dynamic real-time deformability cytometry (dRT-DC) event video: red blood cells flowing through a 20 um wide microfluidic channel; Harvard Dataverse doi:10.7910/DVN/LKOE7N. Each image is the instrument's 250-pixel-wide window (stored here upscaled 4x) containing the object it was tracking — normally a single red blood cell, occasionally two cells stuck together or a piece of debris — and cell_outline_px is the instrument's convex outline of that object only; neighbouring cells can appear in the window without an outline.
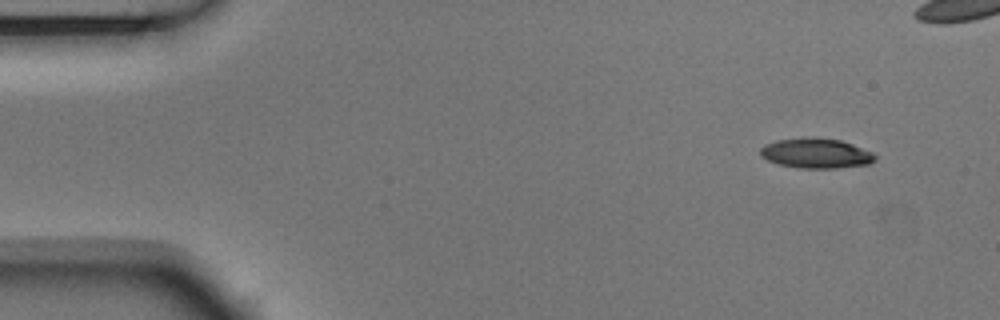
{"species": "Egyptian fruit bat (a non-hibernating species)", "species_latin": "Rousettus aegyptiacus", "temperature_condition": "room temperature", "stored_images_in_passage": 5, "camera_frame_rate_fps": 3000, "um_per_image_px": 0.085, "animal": {"sex": "male"}, "frame": {"image": 1, "passage_image": 1, "time_ms": 0.0, "image_size_px": [1000, 320], "cell_outline_px": [[876, 160], [868, 164], [836, 168], [800, 168], [780, 164], [768, 160], [760, 156], [760, 148], [764, 144], [776, 140], [808, 136], [840, 140], [852, 144], [872, 152], [876, 156]], "centroid_in_image_um": [69.34, 13.01], "position_along_channel_um": 15.7, "area_um2": 20.11}}
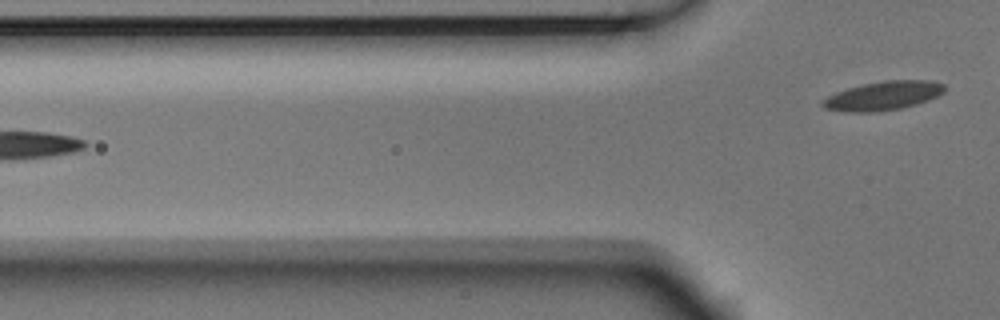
{"frame": {"image": 2, "passage_image": 5, "time_ms": 1.333, "image_size_px": [1000, 320], "cell_outline_px": [[944, 92], [936, 96], [900, 108], [868, 112], [848, 112], [824, 108], [820, 104], [820, 100], [836, 92], [848, 88], [864, 84], [884, 80], [928, 80], [944, 84]], "centroid_in_image_um": [74.99, 8.13], "position_along_channel_um": 50.8, "area_um2": 20.11}}